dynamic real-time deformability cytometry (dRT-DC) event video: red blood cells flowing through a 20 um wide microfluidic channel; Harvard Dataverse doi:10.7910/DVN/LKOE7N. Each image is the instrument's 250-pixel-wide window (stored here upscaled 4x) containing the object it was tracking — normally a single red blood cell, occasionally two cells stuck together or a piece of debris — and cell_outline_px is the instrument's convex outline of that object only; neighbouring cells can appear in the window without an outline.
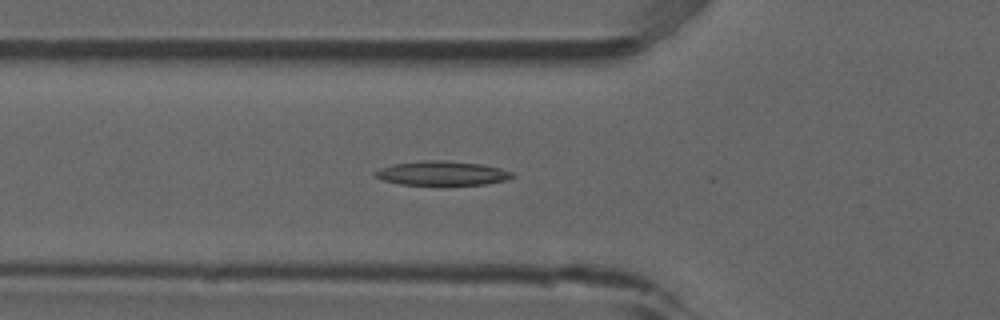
{"species": "common noctule bat (a hibernating species)", "species_latin": "Nyctalus noctula", "temperature_condition": "room temperature", "stored_images_in_passage": 24, "camera_frame_rate_fps": 3000, "um_per_image_px": 0.085, "animal": {"sex": "male", "forearm_length_mm": 52.5}, "frame": {"image": 1, "passage_image": 17, "time_ms": 5.333, "image_size_px": [1000, 320], "cell_outline_px": [[516, 176], [508, 180], [484, 184], [400, 184], [384, 180], [376, 176], [372, 172], [380, 168], [392, 164], [424, 160], [444, 160], [480, 164], [500, 168], [512, 172]], "centroid_in_image_um": [37.59, 14.71], "position_along_channel_um": 88.2, "area_um2": 19.19}}
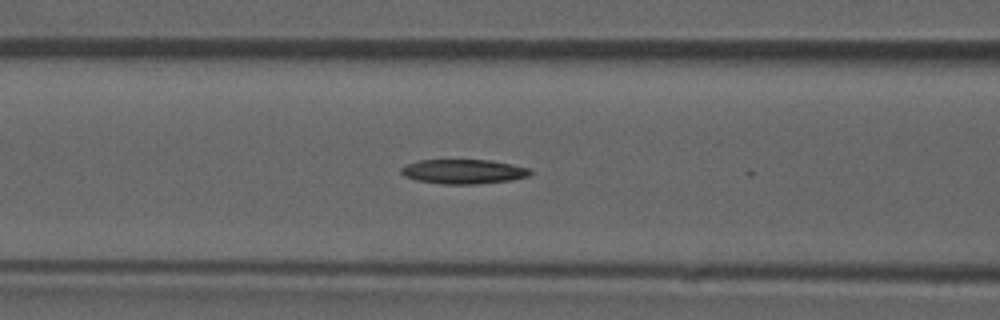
{"frame": {"image": 2, "passage_image": 20, "time_ms": 6.333, "image_size_px": [1000, 320], "cell_outline_px": [[532, 172], [528, 176], [512, 180], [476, 184], [440, 184], [416, 180], [404, 176], [400, 172], [400, 168], [404, 164], [420, 160], [492, 160], [512, 164], [528, 168]], "centroid_in_image_um": [39.36, 14.58], "position_along_channel_um": 127.2, "area_um2": 18.55}}